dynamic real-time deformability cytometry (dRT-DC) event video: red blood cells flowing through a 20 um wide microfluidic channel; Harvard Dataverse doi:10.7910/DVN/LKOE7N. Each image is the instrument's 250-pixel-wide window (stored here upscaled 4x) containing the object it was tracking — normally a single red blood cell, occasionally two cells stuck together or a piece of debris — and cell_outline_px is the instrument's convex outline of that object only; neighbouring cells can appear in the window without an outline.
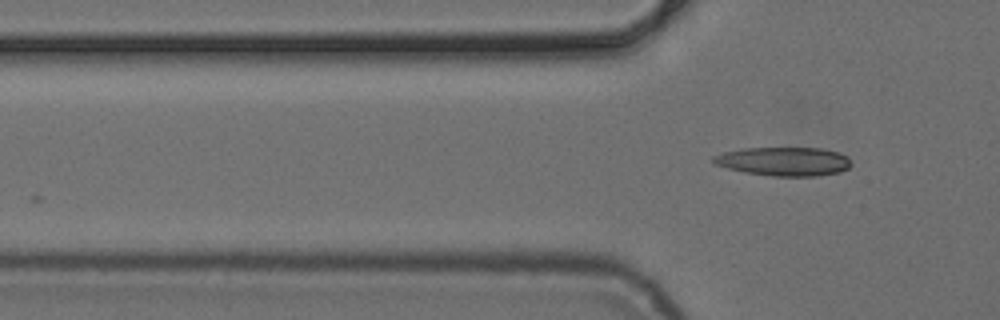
{"species": "common noctule bat (a hibernating species)", "species_latin": "Nyctalus noctula", "temperature_condition": "cold", "stored_images_in_passage": 4, "camera_frame_rate_fps": 3000, "um_per_image_px": 0.085, "animal": {"sex": "female", "body_mass_g": 24.6, "forearm_length_mm": 56.2}, "frame": {"image": 1, "passage_image": 4, "time_ms": 3.667, "image_size_px": [1000, 320], "cell_outline_px": [[852, 164], [848, 168], [840, 172], [816, 176], [772, 176], [744, 172], [728, 168], [716, 164], [712, 160], [712, 156], [724, 152], [744, 148], [820, 148], [840, 152], [848, 156]], "centroid_in_image_um": [66.67, 13.72], "position_along_channel_um": 59.1, "area_um2": 23.18}}